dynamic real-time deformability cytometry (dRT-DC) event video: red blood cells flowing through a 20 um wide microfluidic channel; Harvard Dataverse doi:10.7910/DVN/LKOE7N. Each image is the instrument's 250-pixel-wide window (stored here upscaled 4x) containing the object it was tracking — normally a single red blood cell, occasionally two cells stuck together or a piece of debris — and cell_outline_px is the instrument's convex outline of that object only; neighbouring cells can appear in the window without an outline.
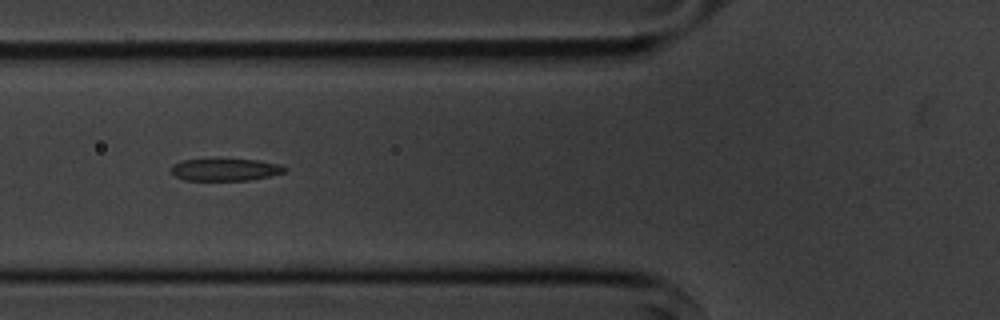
{"species": "common noctule bat (a hibernating species)", "species_latin": "Nyctalus noctula", "temperature_condition": "cold", "stored_images_in_passage": 14, "camera_frame_rate_fps": 3000, "um_per_image_px": 0.085, "animal": {"sex": "male", "body_mass_g": 20.1, "forearm_length_mm": 53.5}, "frame": {"image": 1, "passage_image": 5, "time_ms": 5.333, "image_size_px": [1000, 320], "cell_outline_px": [[288, 168], [284, 172], [268, 176], [248, 180], [184, 180], [176, 176], [172, 172], [172, 164], [180, 160], [260, 160], [280, 164]], "centroid_in_image_um": [19.16, 14.42], "position_along_channel_um": 106.6, "area_um2": 14.45}}
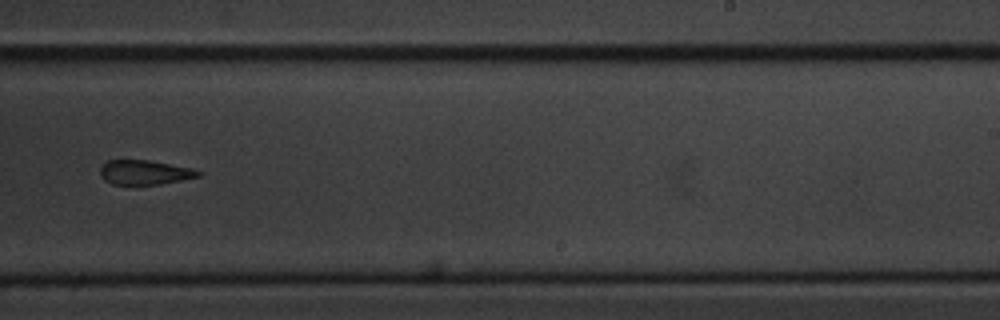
{"frame": {"image": 2, "passage_image": 9, "time_ms": 10.0, "image_size_px": [1000, 320], "cell_outline_px": [[204, 172], [200, 176], [160, 184], [112, 184], [104, 180], [100, 176], [100, 168], [108, 160], [148, 160], [192, 168]], "centroid_in_image_um": [12.3, 14.65], "position_along_channel_um": 276.7, "area_um2": 13.93}}
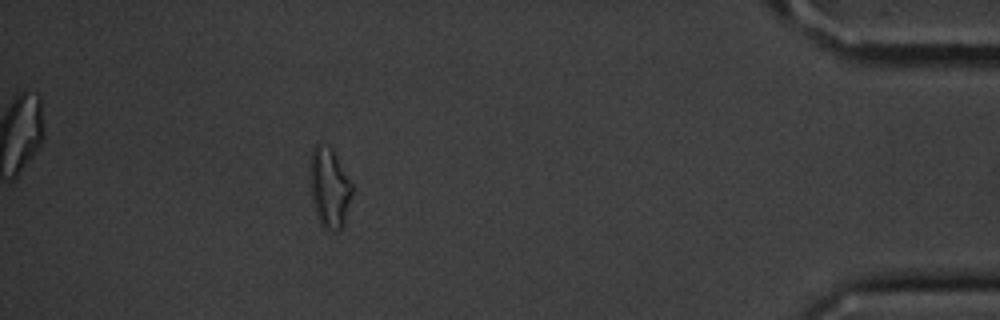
{"frame": {"image": 3, "passage_image": 13, "time_ms": 15.0, "image_size_px": [1000, 320], "cell_outline_px": [[352, 192], [344, 224], [336, 232], [328, 232], [320, 224], [316, 216], [312, 204], [308, 180], [308, 168], [312, 148], [316, 144], [332, 148], [352, 180]], "centroid_in_image_um": [27.96, 15.97], "position_along_channel_um": 407.2, "area_um2": 20.4}, "authors_computed_cell_mechanics": {"area_um2": 15.7794, "velocity_mm_per_s": 3.6418, "shape_relaxation_time_tau1_ms": 6.5047, "shape_relaxation_time_tau2_ms": 2.7029, "deformation_change_tau1": 0.198, "deformation_change_tau2": 0.1037}}